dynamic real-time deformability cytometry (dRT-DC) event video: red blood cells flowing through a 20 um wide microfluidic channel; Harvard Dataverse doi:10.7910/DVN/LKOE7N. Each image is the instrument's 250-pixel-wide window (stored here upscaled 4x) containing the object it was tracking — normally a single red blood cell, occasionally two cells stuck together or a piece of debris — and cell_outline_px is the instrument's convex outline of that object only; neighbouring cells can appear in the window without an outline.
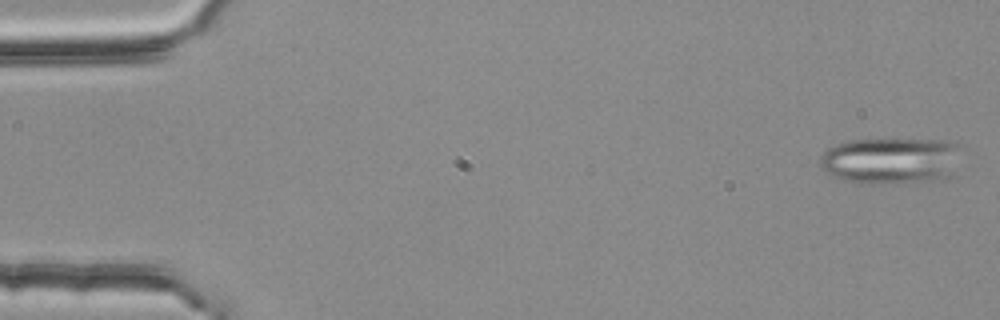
{"species": "common noctule bat (a hibernating species)", "species_latin": "Nyctalus noctula", "temperature_condition": "room temperature", "stored_images_in_passage": 3, "camera_frame_rate_fps": 3000, "um_per_image_px": 0.085, "animal": {"sex": "female", "body_mass_g": 25.1}, "frame": {"image": 1, "passage_image": 1, "time_ms": 0.0, "image_size_px": [1000, 320], "cell_outline_px": [[964, 144], [952, 176], [944, 180], [888, 184], [860, 184], [844, 180], [832, 176], [820, 168], [820, 156], [828, 148], [836, 144], [848, 140], [948, 140]], "centroid_in_image_um": [75.78, 13.67], "position_along_channel_um": 9.2, "area_um2": 39.3}}